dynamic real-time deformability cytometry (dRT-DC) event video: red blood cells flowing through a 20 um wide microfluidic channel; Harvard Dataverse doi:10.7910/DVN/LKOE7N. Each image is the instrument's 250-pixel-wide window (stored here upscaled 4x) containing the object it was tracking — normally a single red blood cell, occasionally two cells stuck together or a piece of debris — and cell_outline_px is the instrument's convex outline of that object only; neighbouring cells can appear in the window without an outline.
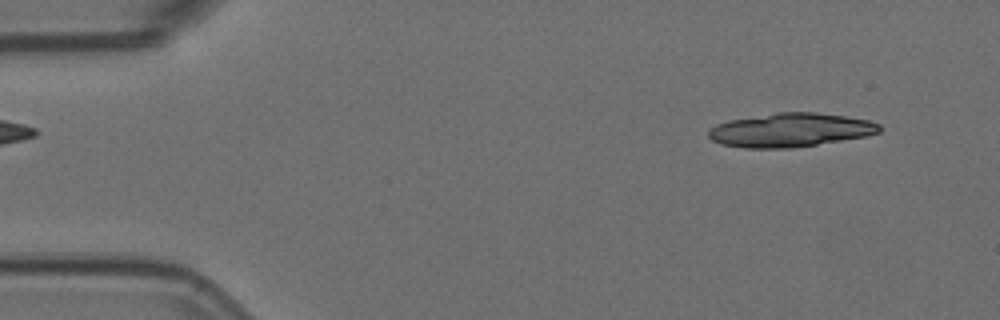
{"species": "Egyptian fruit bat (a non-hibernating species)", "species_latin": "Rousettus aegyptiacus", "temperature_condition": "room temperature", "stored_images_in_passage": 3, "camera_frame_rate_fps": 3000, "um_per_image_px": 0.085, "animal": {"sex": "female"}, "frame": {"image": 1, "passage_image": 1, "time_ms": 0.0, "image_size_px": [1000, 320], "cell_outline_px": [[880, 132], [868, 136], [792, 148], [744, 148], [720, 144], [712, 140], [708, 136], [708, 128], [716, 124], [728, 120], [780, 112], [816, 112], [844, 116], [868, 120], [880, 124]], "centroid_in_image_um": [67.16, 11.06], "position_along_channel_um": 17.8, "area_um2": 33.76}}